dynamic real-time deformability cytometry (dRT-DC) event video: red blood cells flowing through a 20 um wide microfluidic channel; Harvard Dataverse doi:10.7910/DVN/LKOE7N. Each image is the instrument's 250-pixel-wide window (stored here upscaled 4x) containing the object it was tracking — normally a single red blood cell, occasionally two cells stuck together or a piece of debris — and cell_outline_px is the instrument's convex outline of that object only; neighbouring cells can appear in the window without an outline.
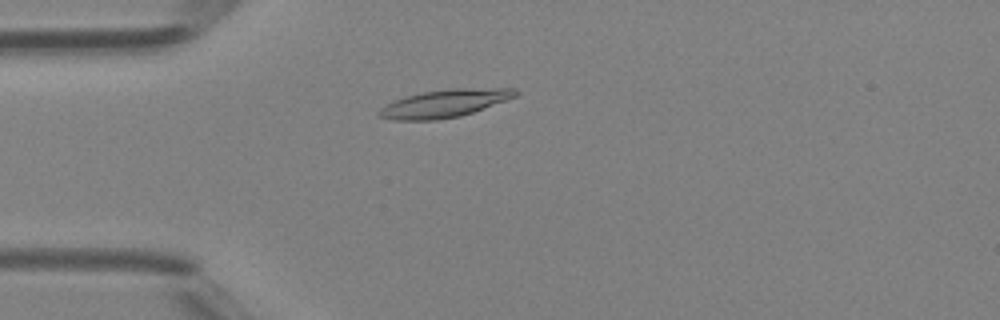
{"species": "Egyptian fruit bat (a non-hibernating species)", "species_latin": "Rousettus aegyptiacus", "temperature_condition": "room temperature", "stored_images_in_passage": 37, "camera_frame_rate_fps": 3000, "um_per_image_px": 0.085, "animal": {"sex": "female"}, "frame": {"image": 1, "passage_image": 2, "time_ms": 0.333, "image_size_px": [1000, 320], "cell_outline_px": [[520, 92], [516, 96], [472, 112], [460, 116], [436, 120], [392, 120], [376, 116], [376, 112], [380, 108], [404, 96], [420, 92], [452, 88], [516, 88]], "centroid_in_image_um": [37.75, 8.79], "position_along_channel_um": 47.3, "area_um2": 22.08}}
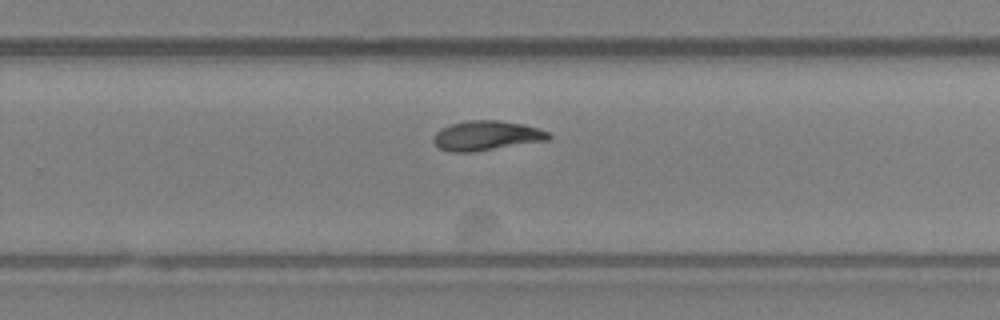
{"frame": {"image": 2, "passage_image": 20, "time_ms": 6.333, "image_size_px": [1000, 320], "cell_outline_px": [[552, 136], [548, 140], [472, 152], [448, 152], [440, 148], [432, 140], [436, 132], [440, 128], [464, 120], [500, 120], [524, 124], [548, 132]], "centroid_in_image_um": [41.33, 11.52], "position_along_channel_um": 288.5, "area_um2": 19.88}}
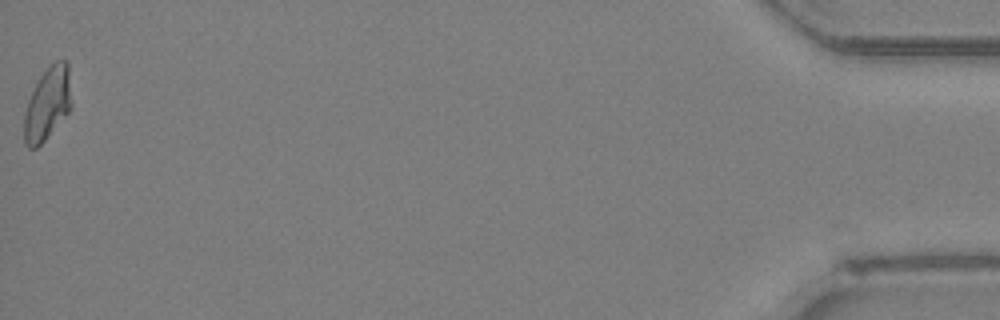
{"frame": {"image": 3, "passage_image": 37, "time_ms": 12.0, "image_size_px": [1000, 320], "cell_outline_px": [[72, 108], [44, 140], [36, 148], [28, 148], [24, 144], [24, 112], [28, 100], [40, 76], [56, 60], [68, 60], [72, 104]], "centroid_in_image_um": [4.05, 8.82], "position_along_channel_um": 431.2, "area_um2": 20.06}, "authors_computed_cell_mechanics": {"area_um2": 19.8832, "velocity_mm_per_s": 4.2855, "shape_relaxation_time_tau1_ms": 8.2506, "shape_relaxation_time_tau2_ms": 9.0801, "deformation_change_tau1": 0.2363, "deformation_change_tau2": 0.1417}}